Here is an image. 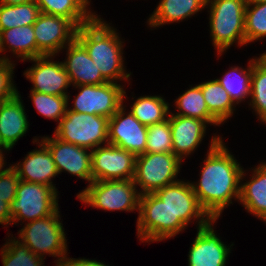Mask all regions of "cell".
I'll list each match as a JSON object with an SVG mask.
<instances>
[{
    "mask_svg": "<svg viewBox=\"0 0 266 266\" xmlns=\"http://www.w3.org/2000/svg\"><path fill=\"white\" fill-rule=\"evenodd\" d=\"M209 145L200 179L190 183L203 210L211 219L218 220L233 199L239 201L244 168L230 153L220 135L214 134Z\"/></svg>",
    "mask_w": 266,
    "mask_h": 266,
    "instance_id": "obj_1",
    "label": "cell"
},
{
    "mask_svg": "<svg viewBox=\"0 0 266 266\" xmlns=\"http://www.w3.org/2000/svg\"><path fill=\"white\" fill-rule=\"evenodd\" d=\"M116 30L100 15H96L90 22L77 28L76 39L85 47L103 78L118 84V81H130L131 72L125 70L124 41Z\"/></svg>",
    "mask_w": 266,
    "mask_h": 266,
    "instance_id": "obj_2",
    "label": "cell"
},
{
    "mask_svg": "<svg viewBox=\"0 0 266 266\" xmlns=\"http://www.w3.org/2000/svg\"><path fill=\"white\" fill-rule=\"evenodd\" d=\"M246 0H207L210 37L217 55L222 56L234 43L246 46Z\"/></svg>",
    "mask_w": 266,
    "mask_h": 266,
    "instance_id": "obj_3",
    "label": "cell"
},
{
    "mask_svg": "<svg viewBox=\"0 0 266 266\" xmlns=\"http://www.w3.org/2000/svg\"><path fill=\"white\" fill-rule=\"evenodd\" d=\"M154 193L170 211V238L182 233L189 223L196 221L198 229L212 220L200 206L189 181L179 180Z\"/></svg>",
    "mask_w": 266,
    "mask_h": 266,
    "instance_id": "obj_4",
    "label": "cell"
},
{
    "mask_svg": "<svg viewBox=\"0 0 266 266\" xmlns=\"http://www.w3.org/2000/svg\"><path fill=\"white\" fill-rule=\"evenodd\" d=\"M60 208L45 218L26 222L18 231V238L35 255L46 259V255L57 257L55 266L67 255L68 246L60 216Z\"/></svg>",
    "mask_w": 266,
    "mask_h": 266,
    "instance_id": "obj_5",
    "label": "cell"
},
{
    "mask_svg": "<svg viewBox=\"0 0 266 266\" xmlns=\"http://www.w3.org/2000/svg\"><path fill=\"white\" fill-rule=\"evenodd\" d=\"M141 194L133 180L92 181L76 197L83 204L104 211H137Z\"/></svg>",
    "mask_w": 266,
    "mask_h": 266,
    "instance_id": "obj_6",
    "label": "cell"
},
{
    "mask_svg": "<svg viewBox=\"0 0 266 266\" xmlns=\"http://www.w3.org/2000/svg\"><path fill=\"white\" fill-rule=\"evenodd\" d=\"M109 118L76 113L67 108L54 129V135L64 142L93 150L100 145L108 144Z\"/></svg>",
    "mask_w": 266,
    "mask_h": 266,
    "instance_id": "obj_7",
    "label": "cell"
},
{
    "mask_svg": "<svg viewBox=\"0 0 266 266\" xmlns=\"http://www.w3.org/2000/svg\"><path fill=\"white\" fill-rule=\"evenodd\" d=\"M58 193L57 188L20 180L10 205L11 226L52 215L59 208Z\"/></svg>",
    "mask_w": 266,
    "mask_h": 266,
    "instance_id": "obj_8",
    "label": "cell"
},
{
    "mask_svg": "<svg viewBox=\"0 0 266 266\" xmlns=\"http://www.w3.org/2000/svg\"><path fill=\"white\" fill-rule=\"evenodd\" d=\"M182 161L174 153H143L136 156L134 183L139 193L156 190L179 181ZM140 189H139V187Z\"/></svg>",
    "mask_w": 266,
    "mask_h": 266,
    "instance_id": "obj_9",
    "label": "cell"
},
{
    "mask_svg": "<svg viewBox=\"0 0 266 266\" xmlns=\"http://www.w3.org/2000/svg\"><path fill=\"white\" fill-rule=\"evenodd\" d=\"M124 85L106 82L101 85L73 86L79 91L73 105L68 109L76 113H86L111 118L128 98ZM125 98V99H124Z\"/></svg>",
    "mask_w": 266,
    "mask_h": 266,
    "instance_id": "obj_10",
    "label": "cell"
},
{
    "mask_svg": "<svg viewBox=\"0 0 266 266\" xmlns=\"http://www.w3.org/2000/svg\"><path fill=\"white\" fill-rule=\"evenodd\" d=\"M93 181L133 180L136 155L112 144L91 151Z\"/></svg>",
    "mask_w": 266,
    "mask_h": 266,
    "instance_id": "obj_11",
    "label": "cell"
},
{
    "mask_svg": "<svg viewBox=\"0 0 266 266\" xmlns=\"http://www.w3.org/2000/svg\"><path fill=\"white\" fill-rule=\"evenodd\" d=\"M37 57L59 54L76 38L77 27L62 16L40 13L33 24Z\"/></svg>",
    "mask_w": 266,
    "mask_h": 266,
    "instance_id": "obj_12",
    "label": "cell"
},
{
    "mask_svg": "<svg viewBox=\"0 0 266 266\" xmlns=\"http://www.w3.org/2000/svg\"><path fill=\"white\" fill-rule=\"evenodd\" d=\"M136 225L137 236L142 243L170 239V211L155 193L140 196Z\"/></svg>",
    "mask_w": 266,
    "mask_h": 266,
    "instance_id": "obj_13",
    "label": "cell"
},
{
    "mask_svg": "<svg viewBox=\"0 0 266 266\" xmlns=\"http://www.w3.org/2000/svg\"><path fill=\"white\" fill-rule=\"evenodd\" d=\"M52 55L35 57L26 61L34 62L29 69L25 70L24 76L32 83V89L39 93L57 96H68L67 88L71 86L69 75L62 61H54ZM53 60V61H52Z\"/></svg>",
    "mask_w": 266,
    "mask_h": 266,
    "instance_id": "obj_14",
    "label": "cell"
},
{
    "mask_svg": "<svg viewBox=\"0 0 266 266\" xmlns=\"http://www.w3.org/2000/svg\"><path fill=\"white\" fill-rule=\"evenodd\" d=\"M50 151L58 174L67 172L90 184L92 178L91 150L57 138L44 136L40 140Z\"/></svg>",
    "mask_w": 266,
    "mask_h": 266,
    "instance_id": "obj_15",
    "label": "cell"
},
{
    "mask_svg": "<svg viewBox=\"0 0 266 266\" xmlns=\"http://www.w3.org/2000/svg\"><path fill=\"white\" fill-rule=\"evenodd\" d=\"M124 104L109 118L108 143L123 148L133 154L145 153L147 145V127L133 114L126 112ZM127 113V114H126Z\"/></svg>",
    "mask_w": 266,
    "mask_h": 266,
    "instance_id": "obj_16",
    "label": "cell"
},
{
    "mask_svg": "<svg viewBox=\"0 0 266 266\" xmlns=\"http://www.w3.org/2000/svg\"><path fill=\"white\" fill-rule=\"evenodd\" d=\"M216 221L212 219L207 225L197 229L188 252V266H226L234 244H224L213 227Z\"/></svg>",
    "mask_w": 266,
    "mask_h": 266,
    "instance_id": "obj_17",
    "label": "cell"
},
{
    "mask_svg": "<svg viewBox=\"0 0 266 266\" xmlns=\"http://www.w3.org/2000/svg\"><path fill=\"white\" fill-rule=\"evenodd\" d=\"M38 149L28 152L23 161L10 164L17 172L20 180L32 183H39L56 188L53 178L58 176L56 165L52 159L49 149L40 141L39 137L33 138Z\"/></svg>",
    "mask_w": 266,
    "mask_h": 266,
    "instance_id": "obj_18",
    "label": "cell"
},
{
    "mask_svg": "<svg viewBox=\"0 0 266 266\" xmlns=\"http://www.w3.org/2000/svg\"><path fill=\"white\" fill-rule=\"evenodd\" d=\"M173 153L181 160L195 152L205 137L207 123L203 120L169 113Z\"/></svg>",
    "mask_w": 266,
    "mask_h": 266,
    "instance_id": "obj_19",
    "label": "cell"
},
{
    "mask_svg": "<svg viewBox=\"0 0 266 266\" xmlns=\"http://www.w3.org/2000/svg\"><path fill=\"white\" fill-rule=\"evenodd\" d=\"M64 49H67V57L62 64L69 75L72 87L88 84L101 85L107 82L85 47L76 38Z\"/></svg>",
    "mask_w": 266,
    "mask_h": 266,
    "instance_id": "obj_20",
    "label": "cell"
},
{
    "mask_svg": "<svg viewBox=\"0 0 266 266\" xmlns=\"http://www.w3.org/2000/svg\"><path fill=\"white\" fill-rule=\"evenodd\" d=\"M22 101L18 93L0 104V137L9 151L29 130L28 115Z\"/></svg>",
    "mask_w": 266,
    "mask_h": 266,
    "instance_id": "obj_21",
    "label": "cell"
},
{
    "mask_svg": "<svg viewBox=\"0 0 266 266\" xmlns=\"http://www.w3.org/2000/svg\"><path fill=\"white\" fill-rule=\"evenodd\" d=\"M247 170L241 175L239 203L248 213L260 220L266 221V163L261 162L255 166L250 180L244 181ZM243 182V183H242Z\"/></svg>",
    "mask_w": 266,
    "mask_h": 266,
    "instance_id": "obj_22",
    "label": "cell"
},
{
    "mask_svg": "<svg viewBox=\"0 0 266 266\" xmlns=\"http://www.w3.org/2000/svg\"><path fill=\"white\" fill-rule=\"evenodd\" d=\"M207 0H160L156 9L147 20L151 28L162 27L170 23H178L195 16L206 8Z\"/></svg>",
    "mask_w": 266,
    "mask_h": 266,
    "instance_id": "obj_23",
    "label": "cell"
},
{
    "mask_svg": "<svg viewBox=\"0 0 266 266\" xmlns=\"http://www.w3.org/2000/svg\"><path fill=\"white\" fill-rule=\"evenodd\" d=\"M40 12L69 19L77 28L90 22L97 14L92 12L91 0H35Z\"/></svg>",
    "mask_w": 266,
    "mask_h": 266,
    "instance_id": "obj_24",
    "label": "cell"
},
{
    "mask_svg": "<svg viewBox=\"0 0 266 266\" xmlns=\"http://www.w3.org/2000/svg\"><path fill=\"white\" fill-rule=\"evenodd\" d=\"M0 34L4 52L9 49V53L11 52L16 55V58H20L24 62L37 57V44L33 25L2 30Z\"/></svg>",
    "mask_w": 266,
    "mask_h": 266,
    "instance_id": "obj_25",
    "label": "cell"
},
{
    "mask_svg": "<svg viewBox=\"0 0 266 266\" xmlns=\"http://www.w3.org/2000/svg\"><path fill=\"white\" fill-rule=\"evenodd\" d=\"M174 101L177 113H172L171 111V114L203 120L208 125H222L209 112L199 84L189 87V89L179 95Z\"/></svg>",
    "mask_w": 266,
    "mask_h": 266,
    "instance_id": "obj_26",
    "label": "cell"
},
{
    "mask_svg": "<svg viewBox=\"0 0 266 266\" xmlns=\"http://www.w3.org/2000/svg\"><path fill=\"white\" fill-rule=\"evenodd\" d=\"M199 85L209 112L221 124L225 123L236 111V104L232 101L228 92L217 79L201 82Z\"/></svg>",
    "mask_w": 266,
    "mask_h": 266,
    "instance_id": "obj_27",
    "label": "cell"
},
{
    "mask_svg": "<svg viewBox=\"0 0 266 266\" xmlns=\"http://www.w3.org/2000/svg\"><path fill=\"white\" fill-rule=\"evenodd\" d=\"M133 101L130 112L140 123L149 126L168 119L170 104L160 95H143Z\"/></svg>",
    "mask_w": 266,
    "mask_h": 266,
    "instance_id": "obj_28",
    "label": "cell"
},
{
    "mask_svg": "<svg viewBox=\"0 0 266 266\" xmlns=\"http://www.w3.org/2000/svg\"><path fill=\"white\" fill-rule=\"evenodd\" d=\"M251 75L252 59L249 60L247 68L231 67L222 78H217V81L228 92L232 101L238 105L251 97Z\"/></svg>",
    "mask_w": 266,
    "mask_h": 266,
    "instance_id": "obj_29",
    "label": "cell"
},
{
    "mask_svg": "<svg viewBox=\"0 0 266 266\" xmlns=\"http://www.w3.org/2000/svg\"><path fill=\"white\" fill-rule=\"evenodd\" d=\"M251 99L249 106L266 125V59L260 55L252 58Z\"/></svg>",
    "mask_w": 266,
    "mask_h": 266,
    "instance_id": "obj_30",
    "label": "cell"
},
{
    "mask_svg": "<svg viewBox=\"0 0 266 266\" xmlns=\"http://www.w3.org/2000/svg\"><path fill=\"white\" fill-rule=\"evenodd\" d=\"M40 13L35 1L18 5L0 3V32L18 26L33 25Z\"/></svg>",
    "mask_w": 266,
    "mask_h": 266,
    "instance_id": "obj_31",
    "label": "cell"
},
{
    "mask_svg": "<svg viewBox=\"0 0 266 266\" xmlns=\"http://www.w3.org/2000/svg\"><path fill=\"white\" fill-rule=\"evenodd\" d=\"M8 237L0 250L3 266H45V259L35 255L27 246L16 240V237Z\"/></svg>",
    "mask_w": 266,
    "mask_h": 266,
    "instance_id": "obj_32",
    "label": "cell"
},
{
    "mask_svg": "<svg viewBox=\"0 0 266 266\" xmlns=\"http://www.w3.org/2000/svg\"><path fill=\"white\" fill-rule=\"evenodd\" d=\"M37 112L45 118L60 122L68 108V96H57L30 90L29 94Z\"/></svg>",
    "mask_w": 266,
    "mask_h": 266,
    "instance_id": "obj_33",
    "label": "cell"
},
{
    "mask_svg": "<svg viewBox=\"0 0 266 266\" xmlns=\"http://www.w3.org/2000/svg\"><path fill=\"white\" fill-rule=\"evenodd\" d=\"M246 46L266 37V2L246 4L245 8Z\"/></svg>",
    "mask_w": 266,
    "mask_h": 266,
    "instance_id": "obj_34",
    "label": "cell"
},
{
    "mask_svg": "<svg viewBox=\"0 0 266 266\" xmlns=\"http://www.w3.org/2000/svg\"><path fill=\"white\" fill-rule=\"evenodd\" d=\"M169 119L147 127L145 153H173Z\"/></svg>",
    "mask_w": 266,
    "mask_h": 266,
    "instance_id": "obj_35",
    "label": "cell"
},
{
    "mask_svg": "<svg viewBox=\"0 0 266 266\" xmlns=\"http://www.w3.org/2000/svg\"><path fill=\"white\" fill-rule=\"evenodd\" d=\"M15 61L0 64V101L15 97L19 91L13 80Z\"/></svg>",
    "mask_w": 266,
    "mask_h": 266,
    "instance_id": "obj_36",
    "label": "cell"
},
{
    "mask_svg": "<svg viewBox=\"0 0 266 266\" xmlns=\"http://www.w3.org/2000/svg\"><path fill=\"white\" fill-rule=\"evenodd\" d=\"M19 182L18 174L10 164L0 173V197L7 198L10 205L16 197Z\"/></svg>",
    "mask_w": 266,
    "mask_h": 266,
    "instance_id": "obj_37",
    "label": "cell"
},
{
    "mask_svg": "<svg viewBox=\"0 0 266 266\" xmlns=\"http://www.w3.org/2000/svg\"><path fill=\"white\" fill-rule=\"evenodd\" d=\"M68 254L56 266H109L95 259L69 258Z\"/></svg>",
    "mask_w": 266,
    "mask_h": 266,
    "instance_id": "obj_38",
    "label": "cell"
},
{
    "mask_svg": "<svg viewBox=\"0 0 266 266\" xmlns=\"http://www.w3.org/2000/svg\"><path fill=\"white\" fill-rule=\"evenodd\" d=\"M11 224L10 204L7 202V198L0 197V225Z\"/></svg>",
    "mask_w": 266,
    "mask_h": 266,
    "instance_id": "obj_39",
    "label": "cell"
},
{
    "mask_svg": "<svg viewBox=\"0 0 266 266\" xmlns=\"http://www.w3.org/2000/svg\"><path fill=\"white\" fill-rule=\"evenodd\" d=\"M7 151L9 152V150L7 148H0V173L5 169L4 168L5 165L7 166V164H6L7 162H6V160H4V159H6V157H4L5 156L4 152L7 153Z\"/></svg>",
    "mask_w": 266,
    "mask_h": 266,
    "instance_id": "obj_40",
    "label": "cell"
},
{
    "mask_svg": "<svg viewBox=\"0 0 266 266\" xmlns=\"http://www.w3.org/2000/svg\"><path fill=\"white\" fill-rule=\"evenodd\" d=\"M31 1H35V0H0V3L6 4V5H18V4L29 3Z\"/></svg>",
    "mask_w": 266,
    "mask_h": 266,
    "instance_id": "obj_41",
    "label": "cell"
},
{
    "mask_svg": "<svg viewBox=\"0 0 266 266\" xmlns=\"http://www.w3.org/2000/svg\"><path fill=\"white\" fill-rule=\"evenodd\" d=\"M2 52H4V51H3V47H2L1 34H0V54H1ZM0 56H1V57H0V64H2V63H7L8 61H12V60H11V57L8 58V55L6 56V54H5L4 56H2V55H0Z\"/></svg>",
    "mask_w": 266,
    "mask_h": 266,
    "instance_id": "obj_42",
    "label": "cell"
},
{
    "mask_svg": "<svg viewBox=\"0 0 266 266\" xmlns=\"http://www.w3.org/2000/svg\"><path fill=\"white\" fill-rule=\"evenodd\" d=\"M261 2H266V0H246L247 4H256Z\"/></svg>",
    "mask_w": 266,
    "mask_h": 266,
    "instance_id": "obj_43",
    "label": "cell"
},
{
    "mask_svg": "<svg viewBox=\"0 0 266 266\" xmlns=\"http://www.w3.org/2000/svg\"><path fill=\"white\" fill-rule=\"evenodd\" d=\"M0 148H6V147L4 146V144H3V142H2L1 137H0Z\"/></svg>",
    "mask_w": 266,
    "mask_h": 266,
    "instance_id": "obj_44",
    "label": "cell"
},
{
    "mask_svg": "<svg viewBox=\"0 0 266 266\" xmlns=\"http://www.w3.org/2000/svg\"><path fill=\"white\" fill-rule=\"evenodd\" d=\"M261 55L266 59V51Z\"/></svg>",
    "mask_w": 266,
    "mask_h": 266,
    "instance_id": "obj_45",
    "label": "cell"
}]
</instances>
